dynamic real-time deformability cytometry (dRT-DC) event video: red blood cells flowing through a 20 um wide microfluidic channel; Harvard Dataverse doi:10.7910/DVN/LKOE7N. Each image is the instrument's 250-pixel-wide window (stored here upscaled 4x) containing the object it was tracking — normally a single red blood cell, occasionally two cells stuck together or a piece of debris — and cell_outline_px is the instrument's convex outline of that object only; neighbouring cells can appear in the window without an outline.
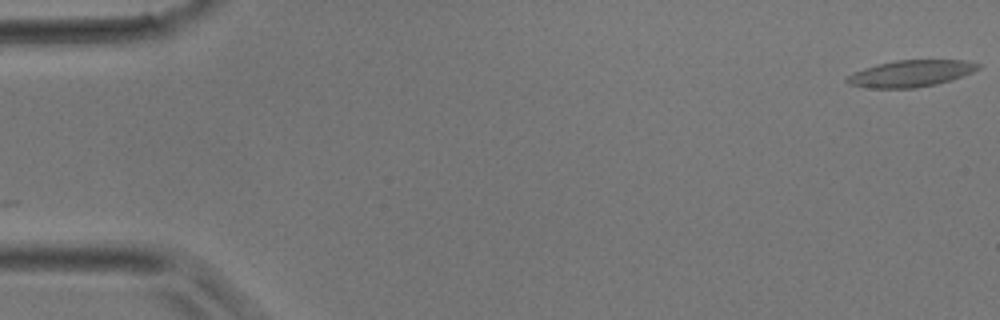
{"species": "common noctule bat (a hibernating species)", "species_latin": "Nyctalus noctula", "temperature_condition": "room temperature", "stored_images_in_passage": 12, "camera_frame_rate_fps": 3000, "um_per_image_px": 0.085, "animal": {"sex": "male", "body_mass_g": 17.9}, "frame": {"image": 1, "passage_image": 1, "time_ms": 0.0, "image_size_px": [1000, 320], "cell_outline_px": [[980, 68], [972, 72], [952, 80], [936, 84], [916, 88], [872, 88], [848, 84], [844, 80], [852, 72], [876, 64], [896, 60], [968, 60], [980, 64]], "centroid_in_image_um": [77.41, 6.24], "position_along_channel_um": 7.6, "area_um2": 20.46}}